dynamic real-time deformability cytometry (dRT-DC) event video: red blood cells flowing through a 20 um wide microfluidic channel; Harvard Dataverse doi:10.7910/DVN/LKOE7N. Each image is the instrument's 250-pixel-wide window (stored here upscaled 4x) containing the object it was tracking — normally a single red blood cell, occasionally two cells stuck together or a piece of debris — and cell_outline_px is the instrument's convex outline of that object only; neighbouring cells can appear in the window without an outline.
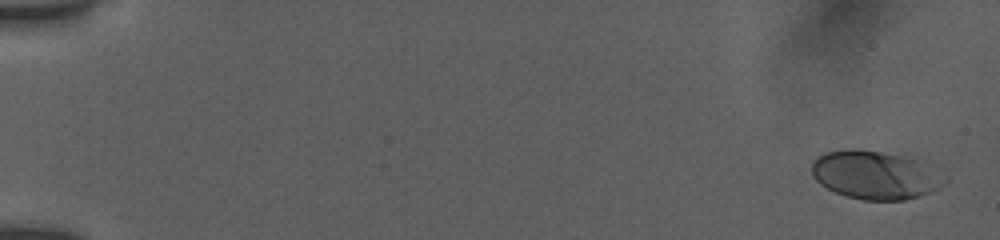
{"species": "human", "species_latin": "Homo sapiens", "temperature_condition": "room temperature", "stored_images_in_passage": 44, "camera_frame_rate_fps": 3000, "um_per_image_px": 0.085, "donor": {"sex": "female"}, "frame": {"image": 1, "passage_image": 1, "time_ms": 0.0, "image_size_px": [1000, 240], "cell_outline_px": [[948, 184], [932, 192], [904, 200], [864, 200], [848, 196], [836, 192], [820, 184], [812, 176], [812, 160], [816, 156], [828, 152], [848, 148], [860, 148], [924, 160], [948, 176]], "centroid_in_image_um": [74.48, 14.86], "position_along_channel_um": 10.5, "area_um2": 38.26}}
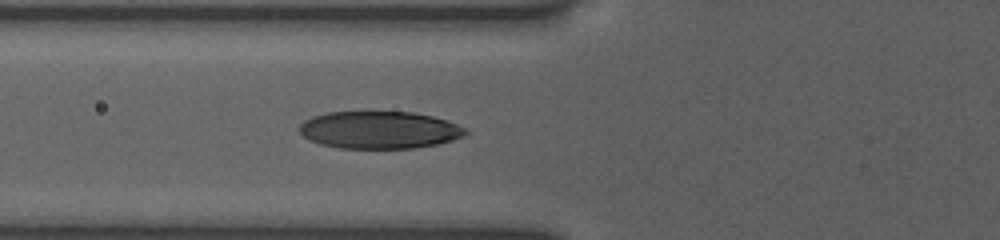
{"frame": {"image": 2, "passage_image": 25, "time_ms": 6.667, "image_size_px": [1000, 240], "cell_outline_px": [[468, 132], [464, 136], [440, 144], [412, 148], [340, 148], [320, 144], [308, 140], [300, 132], [300, 124], [304, 120], [312, 116], [328, 112], [412, 112], [432, 116], [448, 120], [468, 128]], "centroid_in_image_um": [32.28, 11.04], "position_along_channel_um": 93.5, "area_um2": 36.41}}
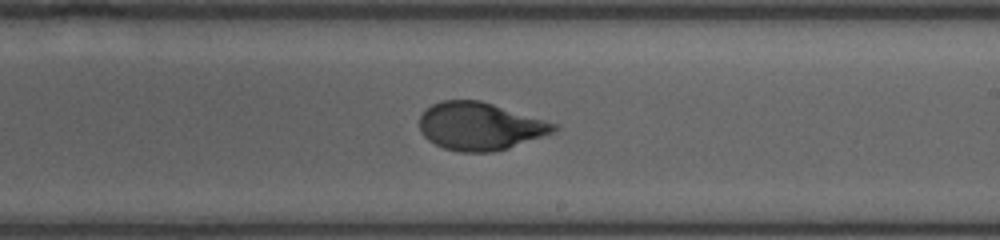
{"frame": {"image": 3, "passage_image": 43, "time_ms": 10.667, "image_size_px": [1000, 240], "cell_outline_px": [[560, 128], [552, 132], [508, 148], [492, 152], [460, 152], [444, 148], [428, 140], [420, 132], [420, 116], [432, 104], [440, 100], [480, 100], [560, 124]], "centroid_in_image_um": [40.8, 10.72], "position_along_channel_um": 248.2, "area_um2": 37.28}}